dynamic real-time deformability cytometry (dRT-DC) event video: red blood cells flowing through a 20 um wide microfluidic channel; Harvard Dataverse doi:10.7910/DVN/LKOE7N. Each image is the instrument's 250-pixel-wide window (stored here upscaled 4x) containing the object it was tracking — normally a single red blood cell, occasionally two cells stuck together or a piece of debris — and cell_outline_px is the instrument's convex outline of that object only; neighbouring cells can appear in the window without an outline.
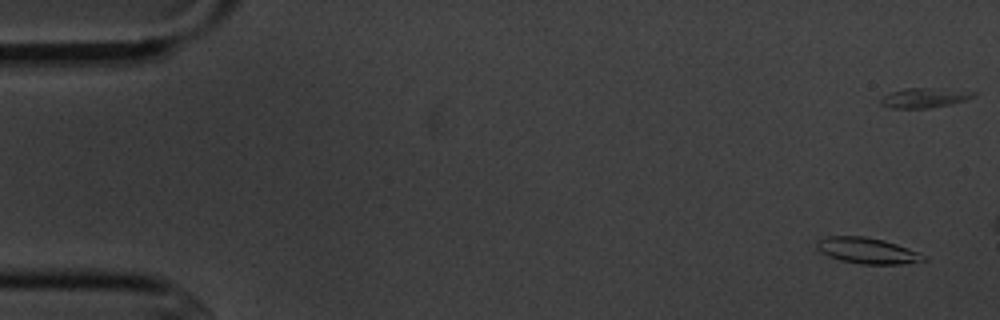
{"species": "common noctule bat (a hibernating species)", "species_latin": "Nyctalus noctula", "temperature_condition": "cold", "stored_images_in_passage": 4, "camera_frame_rate_fps": 3000, "um_per_image_px": 0.085, "animal": {"sex": "male", "body_mass_g": 20.1, "forearm_length_mm": 53.5}, "frame": {"image": 1, "passage_image": 1, "time_ms": 0.0, "image_size_px": [1000, 320], "cell_outline_px": [[928, 260], [904, 264], [860, 264], [840, 260], [828, 256], [820, 252], [816, 248], [816, 244], [824, 236], [864, 236], [884, 240], [920, 252]], "centroid_in_image_um": [73.72, 21.31], "position_along_channel_um": 11.3, "area_um2": 16.24}}